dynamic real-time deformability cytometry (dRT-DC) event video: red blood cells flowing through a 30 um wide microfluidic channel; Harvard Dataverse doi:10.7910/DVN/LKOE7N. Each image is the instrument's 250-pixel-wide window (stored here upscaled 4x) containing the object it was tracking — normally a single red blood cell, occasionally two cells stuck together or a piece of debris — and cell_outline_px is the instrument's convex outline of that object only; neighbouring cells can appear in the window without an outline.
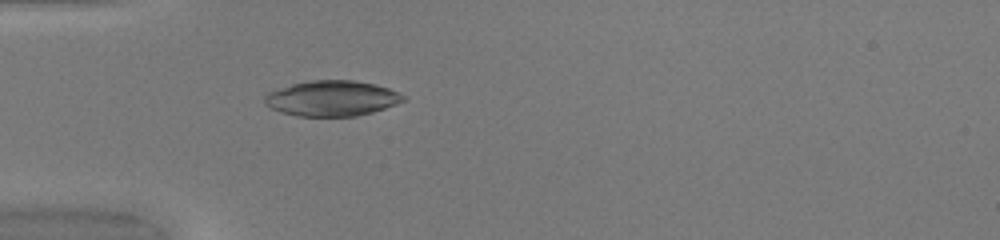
{"species": "common noctule bat (a hibernating species)", "species_latin": "Nyctalus noctula", "temperature_condition": "warm", "stored_images_in_passage": 49, "camera_frame_rate_fps": 3000, "um_per_image_px": 0.085, "animal": {"sex": "female", "body_mass_g": 20.0, "forearm_length_mm": 54.0}, "frame": {"image": 1, "passage_image": 15, "time_ms": 4.667, "image_size_px": [1000, 240], "cell_outline_px": [[408, 100], [372, 112], [356, 116], [296, 116], [280, 112], [264, 104], [264, 96], [268, 92], [292, 84], [308, 80], [352, 80], [376, 84], [388, 88], [404, 96]], "centroid_in_image_um": [28.19, 8.36], "position_along_channel_um": 56.8, "area_um2": 28.67}}
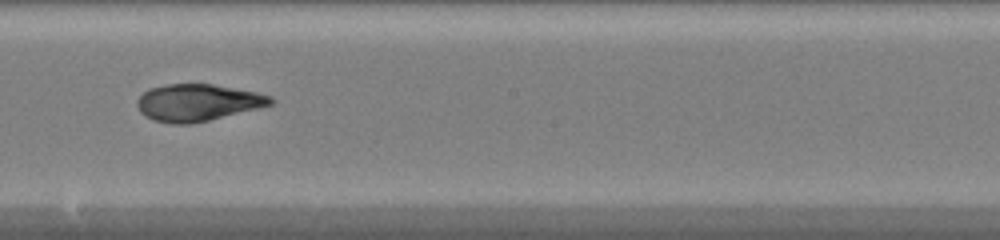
{"frame": {"image": 2, "passage_image": 28, "time_ms": 9.0, "image_size_px": [1000, 240], "cell_outline_px": [[276, 100], [272, 104], [260, 108], [208, 120], [188, 124], [172, 124], [152, 120], [140, 112], [136, 104], [136, 100], [148, 88], [168, 84], [212, 84], [256, 92], [272, 96]], "centroid_in_image_um": [16.8, 8.72], "position_along_channel_um": 231.4, "area_um2": 28.78}}
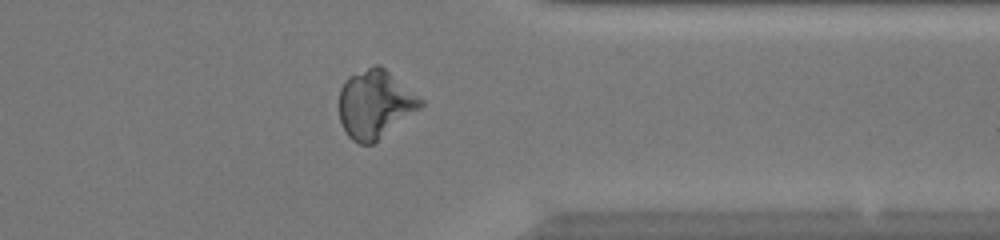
{"frame": {"image": 3, "passage_image": 39, "time_ms": 12.667, "image_size_px": [1000, 240], "cell_outline_px": [[424, 104], [420, 108], [372, 144], [360, 144], [352, 140], [348, 136], [340, 120], [340, 88], [344, 80], [348, 76], [376, 64], [380, 64], [424, 100]], "centroid_in_image_um": [31.87, 8.83], "position_along_channel_um": 379.5, "area_um2": 32.08}, "authors_computed_cell_mechanics": {"area_um2": 29.0734, "velocity_mm_per_s": 4.2093, "shape_relaxation_time_tau1_ms": 9.937, "shape_relaxation_time_tau2_ms": 1.6773, "deformation_change_tau1": 0.2361, "deformation_change_tau2": 0.0757}}